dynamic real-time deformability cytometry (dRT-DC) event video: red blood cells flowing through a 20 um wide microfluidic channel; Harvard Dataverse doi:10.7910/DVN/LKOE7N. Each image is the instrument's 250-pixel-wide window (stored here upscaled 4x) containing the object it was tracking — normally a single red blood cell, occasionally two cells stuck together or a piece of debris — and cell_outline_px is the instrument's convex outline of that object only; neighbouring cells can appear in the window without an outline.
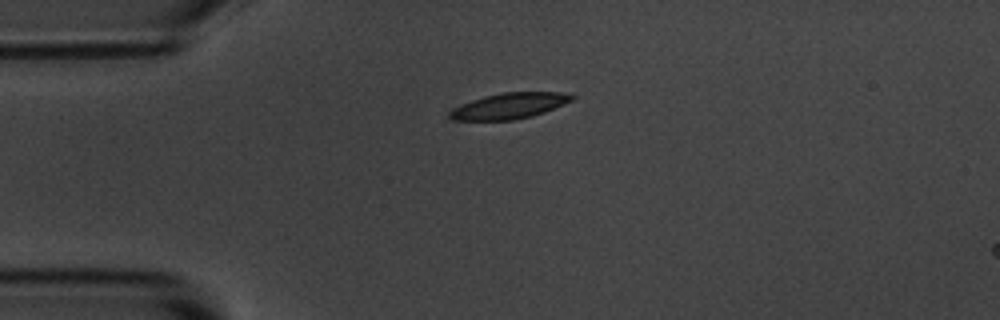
{"species": "common noctule bat (a hibernating species)", "species_latin": "Nyctalus noctula", "temperature_condition": "room temperature", "stored_images_in_passage": 5, "camera_frame_rate_fps": 3000, "um_per_image_px": 0.085, "animal": {"sex": "male", "body_mass_g": 20.1, "forearm_length_mm": 53.5}, "frame": {"image": 1, "passage_image": 1, "time_ms": 0.0, "image_size_px": [1000, 320], "cell_outline_px": [[576, 96], [572, 100], [564, 104], [544, 112], [532, 116], [512, 120], [456, 120], [448, 116], [448, 112], [472, 100], [484, 96], [500, 92], [560, 92]], "centroid_in_image_um": [43.32, 8.99], "position_along_channel_um": 41.7, "area_um2": 18.15}}
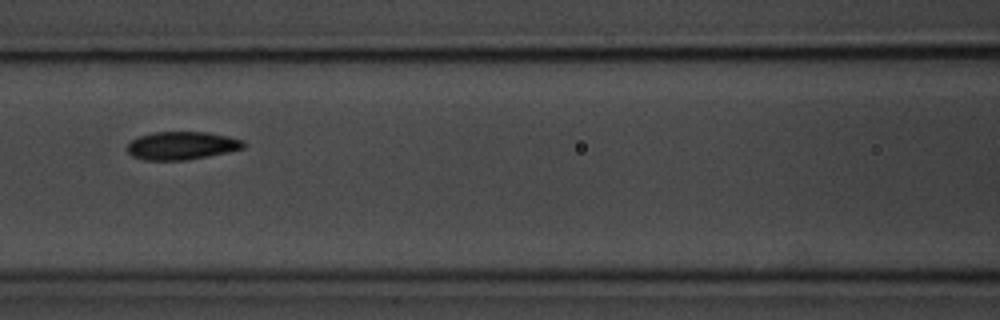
{"frame": {"image": 2, "passage_image": 4, "time_ms": 3.667, "image_size_px": [1000, 320], "cell_outline_px": [[244, 148], [228, 152], [208, 156], [184, 160], [144, 160], [132, 156], [124, 148], [132, 140], [140, 136], [156, 132], [208, 132], [228, 136], [244, 140]], "centroid_in_image_um": [15.44, 12.38], "position_along_channel_um": 151.2, "area_um2": 19.02}}
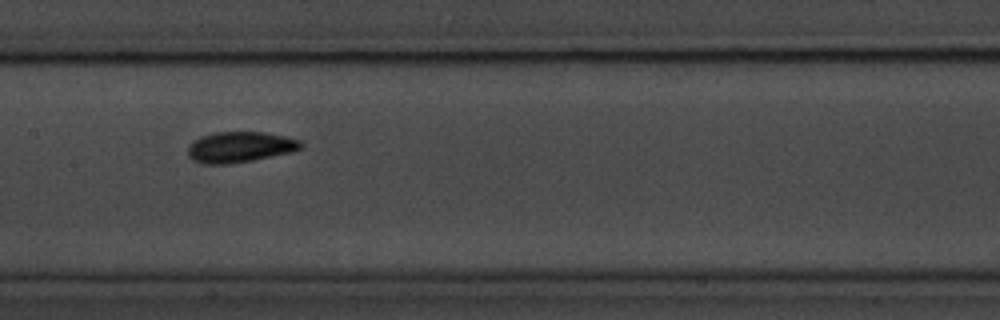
{"frame": {"image": 3, "passage_image": 5, "time_ms": 4.667, "image_size_px": [1000, 320], "cell_outline_px": [[304, 144], [300, 148], [288, 152], [252, 160], [228, 164], [200, 164], [192, 160], [188, 156], [188, 144], [192, 140], [200, 136], [216, 132], [264, 132], [284, 136], [300, 140]], "centroid_in_image_um": [20.31, 12.49], "position_along_channel_um": 187.1, "area_um2": 20.23}}